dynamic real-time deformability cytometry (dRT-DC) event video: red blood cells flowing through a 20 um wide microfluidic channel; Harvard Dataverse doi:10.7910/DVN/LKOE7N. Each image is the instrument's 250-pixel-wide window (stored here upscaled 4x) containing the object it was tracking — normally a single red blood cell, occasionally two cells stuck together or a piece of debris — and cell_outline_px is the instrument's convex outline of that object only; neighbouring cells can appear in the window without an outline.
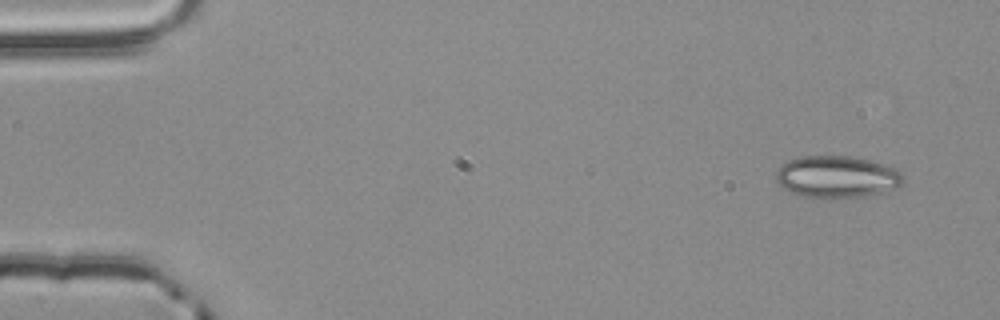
{"species": "common noctule bat (a hibernating species)", "species_latin": "Nyctalus noctula", "temperature_condition": "room temperature", "stored_images_in_passage": 45, "camera_frame_rate_fps": 3000, "um_per_image_px": 0.085, "animal": {"sex": "male", "body_mass_g": 20.4}, "frame": {"image": 1, "passage_image": 1, "time_ms": 0.0, "image_size_px": [1000, 320], "cell_outline_px": [[904, 180], [896, 188], [864, 196], [832, 200], [800, 196], [784, 188], [776, 180], [776, 172], [788, 160], [800, 156], [852, 156], [872, 160], [896, 168], [904, 176]], "centroid_in_image_um": [71.15, 15.04], "position_along_channel_um": 13.9, "area_um2": 31.5}}
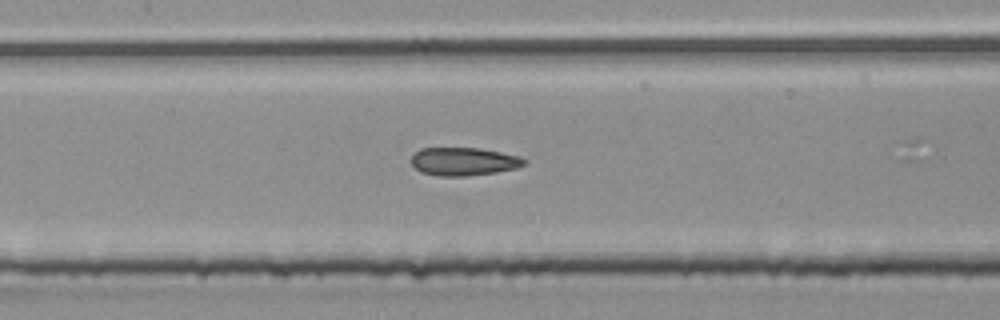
{"frame": {"image": 2, "passage_image": 23, "time_ms": 7.333, "image_size_px": [1000, 320], "cell_outline_px": [[528, 160], [524, 164], [516, 168], [496, 172], [468, 176], [436, 176], [420, 172], [412, 164], [412, 156], [420, 148], [480, 148], [520, 156]], "centroid_in_image_um": [39.42, 13.73], "position_along_channel_um": 168.0, "area_um2": 18.55}}
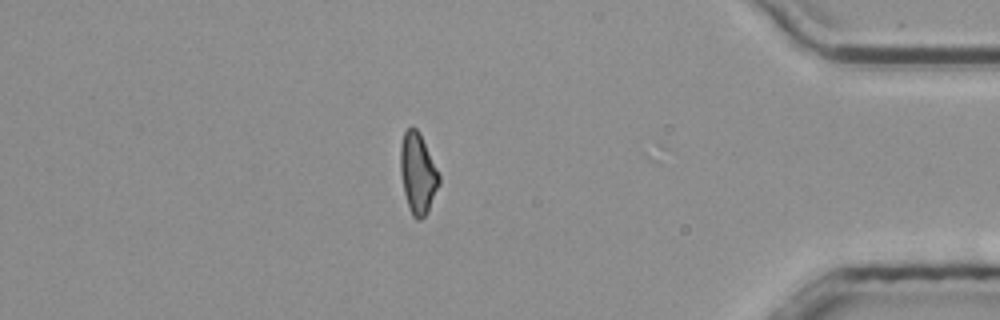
{"frame": {"image": 3, "passage_image": 44, "time_ms": 14.333, "image_size_px": [1000, 320], "cell_outline_px": [[440, 184], [428, 212], [420, 220], [416, 220], [412, 216], [404, 192], [400, 172], [400, 144], [404, 132], [412, 124], [420, 132], [440, 176]], "centroid_in_image_um": [35.51, 14.72], "position_along_channel_um": 399.7, "area_um2": 18.32}, "authors_computed_cell_mechanics": {"area_um2": 18.6694, "velocity_mm_per_s": 3.8752, "shape_relaxation_time_tau1_ms": null, "shape_relaxation_time_tau2_ms": 3.6796, "deformation_change_tau1": null, "deformation_change_tau2": 0.1373}}